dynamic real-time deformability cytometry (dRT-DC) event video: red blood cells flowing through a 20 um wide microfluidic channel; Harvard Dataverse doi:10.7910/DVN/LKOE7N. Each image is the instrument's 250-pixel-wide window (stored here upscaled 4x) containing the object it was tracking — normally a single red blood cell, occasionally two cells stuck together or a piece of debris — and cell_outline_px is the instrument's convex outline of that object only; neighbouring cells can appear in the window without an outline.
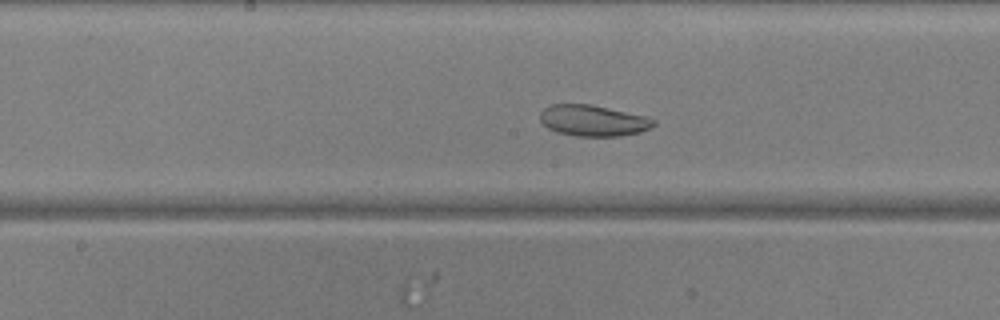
{"species": "common noctule bat (a hibernating species)", "species_latin": "Nyctalus noctula", "temperature_condition": "warm", "stored_images_in_passage": 51, "camera_frame_rate_fps": 3000, "um_per_image_px": 0.085, "animal": {"sex": "male", "body_mass_g": 20.5, "forearm_length_mm": 52.5}, "frame": {"image": 1, "passage_image": 26, "time_ms": 8.333, "image_size_px": [1000, 320], "cell_outline_px": [[656, 124], [652, 128], [640, 132], [620, 136], [576, 136], [556, 132], [548, 128], [540, 120], [540, 112], [548, 104], [592, 104], [648, 116], [656, 120]], "centroid_in_image_um": [50.44, 10.24], "position_along_channel_um": 197.8, "area_um2": 20.92}}
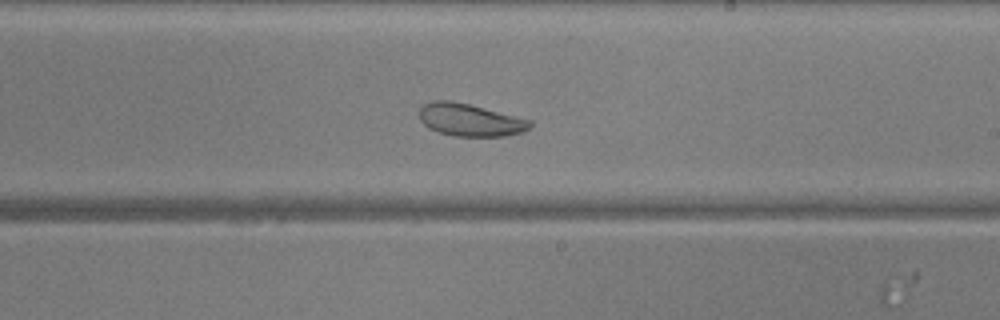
{"frame": {"image": 2, "passage_image": 30, "time_ms": 9.667, "image_size_px": [1000, 320], "cell_outline_px": [[532, 124], [528, 128], [520, 132], [504, 136], [452, 136], [436, 132], [428, 128], [420, 120], [420, 108], [424, 104], [432, 100], [452, 100], [532, 120]], "centroid_in_image_um": [39.91, 10.19], "position_along_channel_um": 249.1, "area_um2": 20.92}}
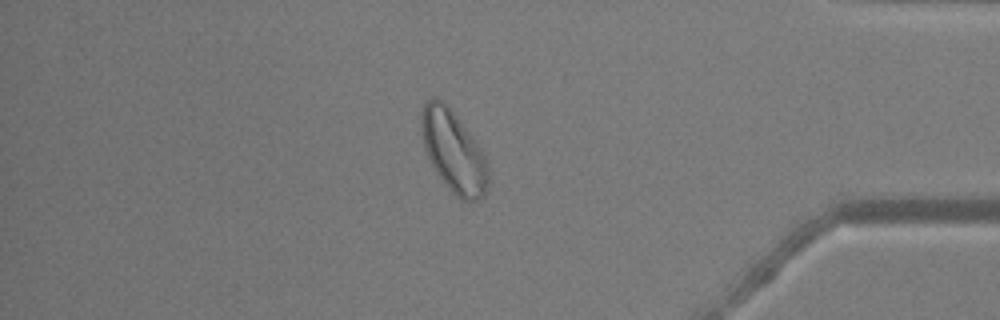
{"frame": {"image": 3, "passage_image": 44, "time_ms": 14.333, "image_size_px": [1000, 320], "cell_outline_px": [[488, 184], [484, 196], [476, 200], [460, 200], [452, 192], [436, 172], [424, 148], [420, 124], [420, 112], [424, 100], [432, 96], [436, 96], [456, 116], [468, 132], [488, 160]], "centroid_in_image_um": [38.52, 12.86], "position_along_channel_um": 396.7, "area_um2": 31.56}, "authors_computed_cell_mechanics": {"area_um2": 29.6514, "velocity_mm_per_s": 3.8608, "shape_relaxation_time_tau1_ms": 6.9865, "shape_relaxation_time_tau2_ms": null, "deformation_change_tau1": 0.1076, "deformation_change_tau2": null}}